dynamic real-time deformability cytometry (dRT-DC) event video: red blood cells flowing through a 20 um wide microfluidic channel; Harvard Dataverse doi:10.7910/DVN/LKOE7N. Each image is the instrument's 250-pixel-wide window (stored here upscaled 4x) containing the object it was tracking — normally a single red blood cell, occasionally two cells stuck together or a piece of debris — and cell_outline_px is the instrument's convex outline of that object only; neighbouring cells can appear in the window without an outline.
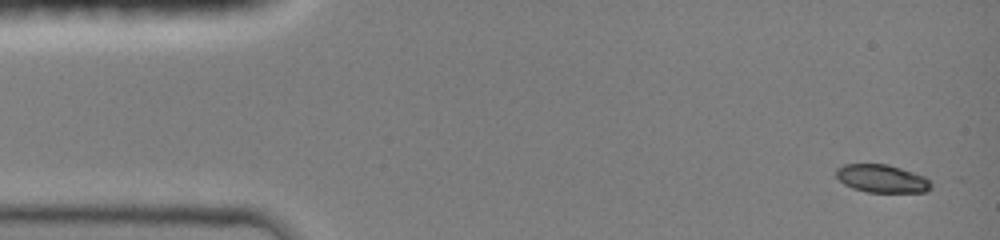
{"species": "common noctule bat (a hibernating species)", "species_latin": "Nyctalus noctula", "temperature_condition": "room temperature", "stored_images_in_passage": 4, "camera_frame_rate_fps": 3000, "um_per_image_px": 0.085, "animal": {"sex": "female", "body_mass_g": 19.0, "forearm_length_mm": 51.5}, "frame": {"image": 1, "passage_image": 1, "time_ms": 0.0, "image_size_px": [1000, 240], "cell_outline_px": [[932, 184], [924, 192], [868, 192], [852, 188], [844, 184], [836, 176], [836, 168], [844, 164], [884, 164], [900, 168], [924, 176]], "centroid_in_image_um": [74.91, 15.18], "position_along_channel_um": 10.1, "area_um2": 15.26}}
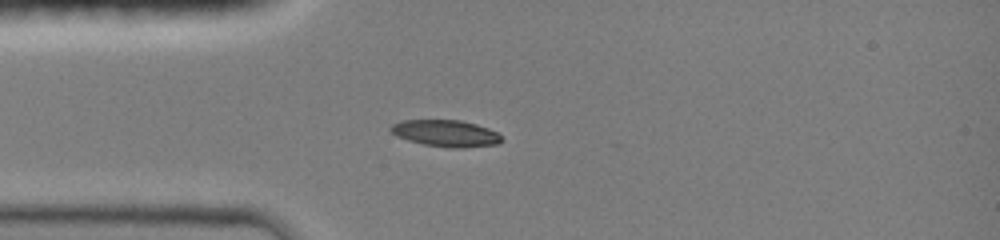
{"frame": {"image": 2, "passage_image": 4, "time_ms": 3.333, "image_size_px": [1000, 240], "cell_outline_px": [[500, 140], [496, 144], [460, 148], [452, 148], [424, 144], [408, 140], [396, 136], [388, 128], [392, 124], [400, 120], [460, 120], [476, 124], [488, 128], [496, 132], [500, 136]], "centroid_in_image_um": [37.83, 11.32], "position_along_channel_um": 47.2, "area_um2": 17.05}}